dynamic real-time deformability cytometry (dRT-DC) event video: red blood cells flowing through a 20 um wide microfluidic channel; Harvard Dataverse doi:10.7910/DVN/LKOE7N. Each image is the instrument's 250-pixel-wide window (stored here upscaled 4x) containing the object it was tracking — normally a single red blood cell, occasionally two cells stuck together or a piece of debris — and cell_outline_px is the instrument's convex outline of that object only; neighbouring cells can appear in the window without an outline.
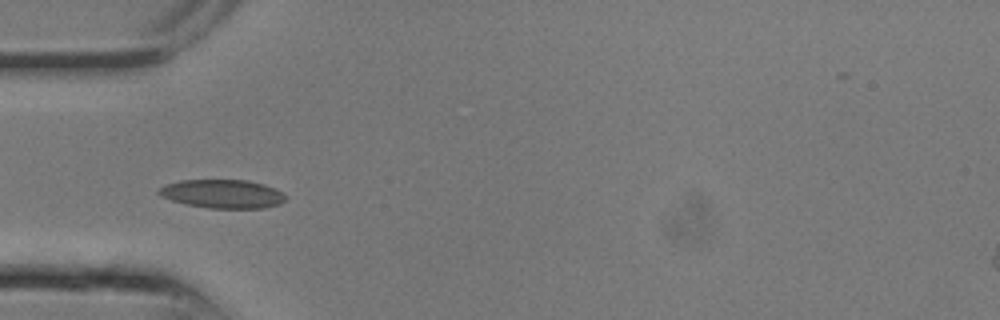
{"species": "common noctule bat (a hibernating species)", "species_latin": "Nyctalus noctula", "temperature_condition": "room temperature", "stored_images_in_passage": 8, "camera_frame_rate_fps": 3000, "um_per_image_px": 0.085, "animal": {"sex": "male", "body_mass_g": 13.3}, "frame": {"image": 1, "passage_image": 7, "time_ms": 2.0, "image_size_px": [1000, 320], "cell_outline_px": [[284, 200], [280, 204], [264, 208], [208, 208], [188, 204], [172, 200], [160, 196], [156, 192], [164, 184], [180, 180], [248, 180], [264, 184], [276, 188], [284, 192]], "centroid_in_image_um": [18.92, 16.47], "position_along_channel_um": 66.1, "area_um2": 21.21}}